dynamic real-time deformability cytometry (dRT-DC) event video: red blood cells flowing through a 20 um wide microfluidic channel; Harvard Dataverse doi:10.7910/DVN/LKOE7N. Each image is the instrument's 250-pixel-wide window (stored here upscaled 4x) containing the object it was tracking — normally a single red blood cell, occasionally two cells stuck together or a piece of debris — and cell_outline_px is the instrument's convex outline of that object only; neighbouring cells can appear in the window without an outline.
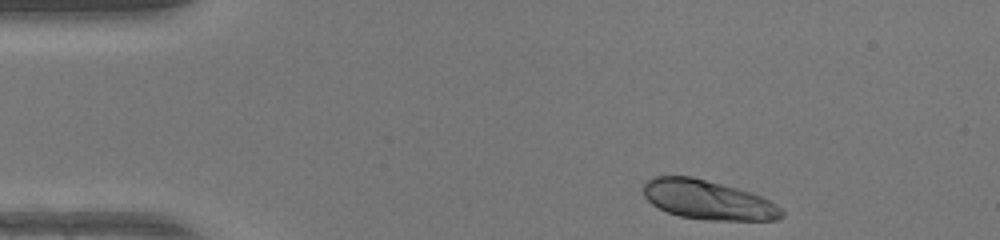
{"species": "human", "species_latin": "Homo sapiens", "temperature_condition": "warm", "stored_images_in_passage": 42, "camera_frame_rate_fps": 3000, "um_per_image_px": 0.085, "donor": {"sex": "female"}, "frame": {"image": 1, "passage_image": 1, "time_ms": 0.0, "image_size_px": [1000, 240], "cell_outline_px": [[784, 216], [776, 220], [704, 220], [680, 216], [668, 212], [652, 204], [644, 196], [644, 180], [652, 176], [692, 176], [736, 188], [760, 196], [776, 204], [784, 212]], "centroid_in_image_um": [60.15, 16.99], "position_along_channel_um": 24.9, "area_um2": 31.56}}
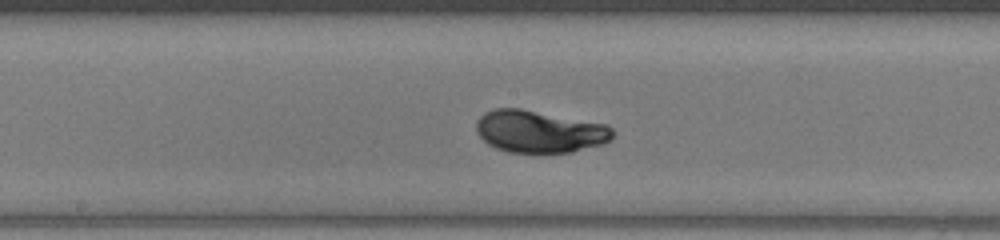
{"frame": {"image": 2, "passage_image": 19, "time_ms": 6.0, "image_size_px": [1000, 240], "cell_outline_px": [[612, 136], [604, 144], [572, 152], [508, 152], [496, 148], [488, 144], [476, 132], [476, 120], [484, 112], [492, 108], [520, 108], [604, 124], [612, 128]], "centroid_in_image_um": [45.8, 11.17], "position_along_channel_um": 202.4, "area_um2": 33.41}}
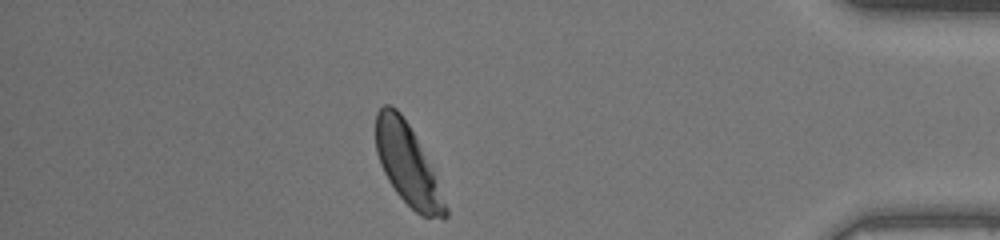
{"frame": {"image": 3, "passage_image": 36, "time_ms": 11.667, "image_size_px": [1000, 240], "cell_outline_px": [[448, 216], [444, 220], [420, 216], [396, 192], [388, 180], [380, 164], [376, 152], [376, 112], [384, 104], [392, 104], [400, 112], [408, 124], [432, 172], [448, 208]], "centroid_in_image_um": [34.61, 14.0], "position_along_channel_um": 400.6, "area_um2": 31.79}, "authors_computed_cell_mechanics": {"area_um2": 32.6859, "velocity_mm_per_s": 4.2486, "shape_relaxation_time_tau1_ms": 1.9573, "shape_relaxation_time_tau2_ms": null, "deformation_change_tau1": 0.1423, "deformation_change_tau2": null}}